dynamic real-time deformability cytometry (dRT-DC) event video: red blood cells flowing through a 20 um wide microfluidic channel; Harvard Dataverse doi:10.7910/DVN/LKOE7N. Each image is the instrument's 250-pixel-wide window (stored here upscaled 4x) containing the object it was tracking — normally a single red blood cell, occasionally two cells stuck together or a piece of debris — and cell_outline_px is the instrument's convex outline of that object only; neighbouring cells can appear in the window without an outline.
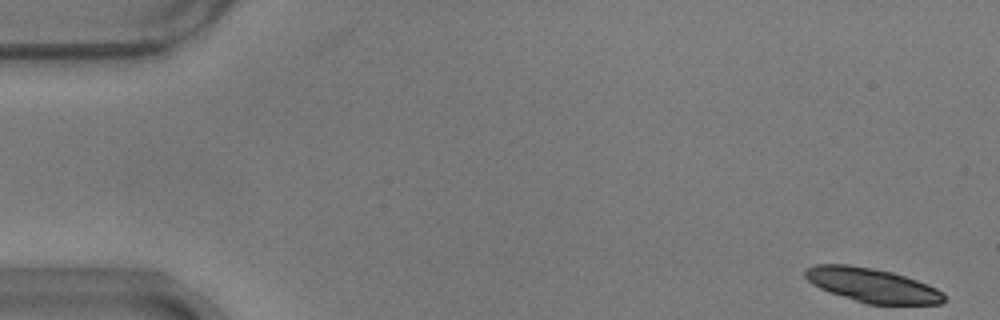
{"species": "common noctule bat (a hibernating species)", "species_latin": "Nyctalus noctula", "temperature_condition": "warm", "stored_images_in_passage": 13, "camera_frame_rate_fps": 3000, "um_per_image_px": 0.085, "animal": {"sex": "male", "body_mass_g": 17.9}, "frame": {"image": 1, "passage_image": 1, "time_ms": 0.0, "image_size_px": [1000, 320], "cell_outline_px": [[944, 300], [940, 304], [868, 304], [820, 288], [812, 284], [804, 276], [804, 272], [808, 268], [816, 264], [848, 264], [872, 268], [892, 272], [928, 284], [944, 292]], "centroid_in_image_um": [74.15, 24.23], "position_along_channel_um": 10.9, "area_um2": 27.28}}